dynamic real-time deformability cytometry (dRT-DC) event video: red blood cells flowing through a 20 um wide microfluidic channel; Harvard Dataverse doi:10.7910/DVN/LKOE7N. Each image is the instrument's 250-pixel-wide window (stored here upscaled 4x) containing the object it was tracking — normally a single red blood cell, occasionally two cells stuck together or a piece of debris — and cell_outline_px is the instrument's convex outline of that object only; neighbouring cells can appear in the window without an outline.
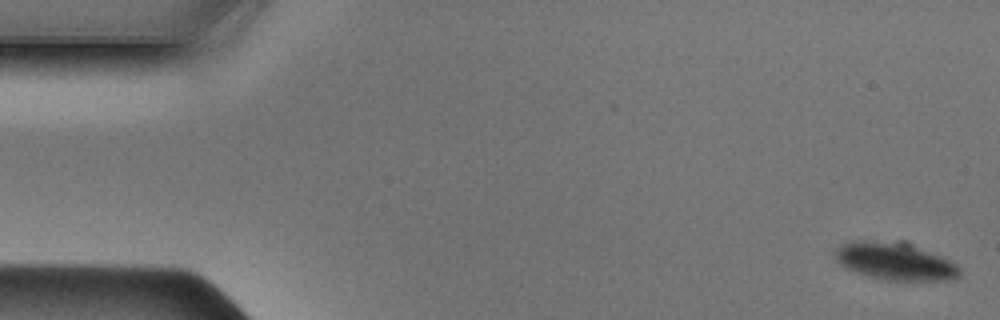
{"species": "Egyptian fruit bat (a non-hibernating species)", "species_latin": "Rousettus aegyptiacus", "temperature_condition": "cold", "stored_images_in_passage": 49, "segment_of_instrument_passage": [1, 2], "camera_frame_rate_fps": 3000, "um_per_image_px": 0.085, "animal": {"sex": "male"}, "frame": {"image": 1, "passage_image": 1, "time_ms": 0.0, "image_size_px": [1000, 320], "cell_outline_px": [[960, 276], [956, 280], [888, 280], [856, 272], [844, 268], [836, 260], [832, 252], [840, 244], [848, 240], [908, 240], [956, 264], [960, 268]], "centroid_in_image_um": [76.05, 22.15], "position_along_channel_um": 9.0, "area_um2": 28.03}}
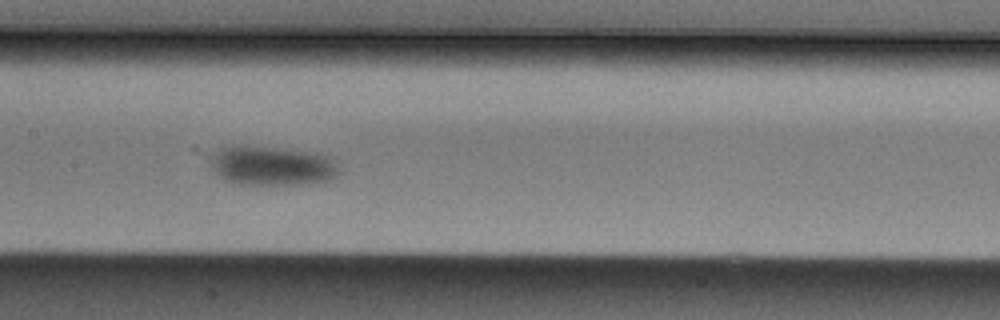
{"frame": {"image": 2, "passage_image": 23, "time_ms": 7.333, "image_size_px": [1000, 320], "cell_outline_px": [[340, 172], [336, 176], [328, 180], [300, 184], [232, 184], [224, 180], [212, 168], [208, 160], [220, 148], [232, 144], [248, 144], [316, 152], [328, 156], [340, 168]], "centroid_in_image_um": [23.07, 14.06], "position_along_channel_um": 184.3, "area_um2": 30.11}}
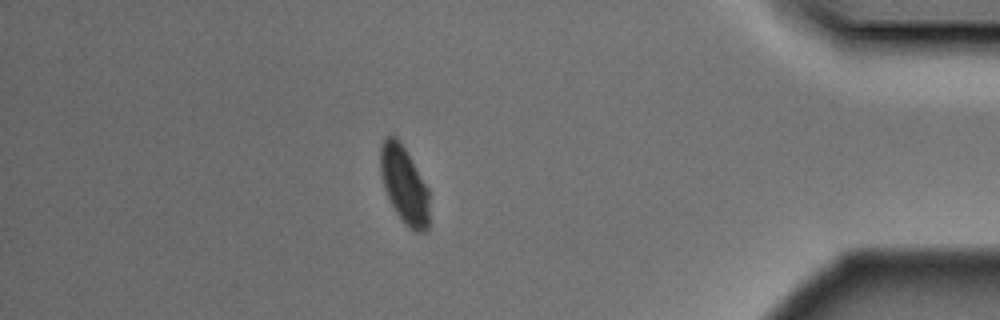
{"frame": {"image": 3, "passage_image": 42, "time_ms": 13.667, "image_size_px": [1000, 320], "cell_outline_px": [[428, 228], [424, 232], [412, 232], [396, 212], [384, 188], [380, 172], [380, 144], [388, 136], [396, 136], [400, 140], [428, 188]], "centroid_in_image_um": [34.35, 15.7], "position_along_channel_um": 400.9, "area_um2": 21.85}}